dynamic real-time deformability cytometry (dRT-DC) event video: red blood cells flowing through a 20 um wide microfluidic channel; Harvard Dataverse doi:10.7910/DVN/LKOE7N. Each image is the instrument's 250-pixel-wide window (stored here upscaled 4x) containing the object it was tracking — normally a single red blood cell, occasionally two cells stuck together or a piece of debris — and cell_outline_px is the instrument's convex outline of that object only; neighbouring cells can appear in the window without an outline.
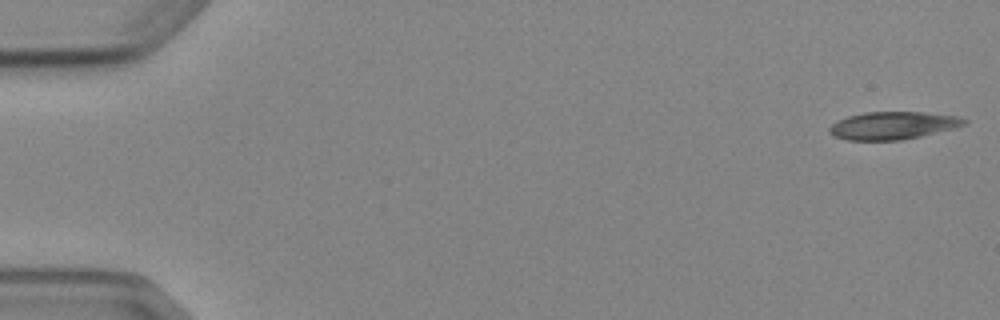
{"species": "Egyptian fruit bat (a non-hibernating species)", "species_latin": "Rousettus aegyptiacus", "temperature_condition": "cold", "stored_images_in_passage": 4, "camera_frame_rate_fps": 3000, "um_per_image_px": 0.085, "animal": {"sex": "female"}, "frame": {"image": 1, "passage_image": 1, "time_ms": 0.0, "image_size_px": [1000, 320], "cell_outline_px": [[968, 124], [920, 136], [900, 140], [848, 140], [836, 136], [828, 132], [828, 128], [832, 124], [848, 116], [864, 112], [924, 112], [960, 116], [968, 120]], "centroid_in_image_um": [75.92, 10.66], "position_along_channel_um": 9.1, "area_um2": 21.62}}
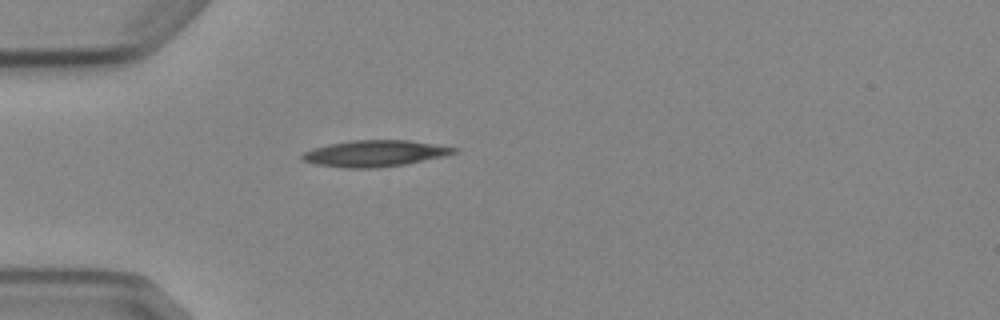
{"frame": {"image": 2, "passage_image": 4, "time_ms": 4.667, "image_size_px": [1000, 320], "cell_outline_px": [[460, 152], [444, 156], [404, 164], [376, 168], [344, 168], [316, 164], [300, 160], [300, 156], [304, 152], [312, 148], [328, 144], [352, 140], [408, 140], [460, 148]], "centroid_in_image_um": [31.85, 13.04], "position_along_channel_um": 53.1, "area_um2": 23.41}}